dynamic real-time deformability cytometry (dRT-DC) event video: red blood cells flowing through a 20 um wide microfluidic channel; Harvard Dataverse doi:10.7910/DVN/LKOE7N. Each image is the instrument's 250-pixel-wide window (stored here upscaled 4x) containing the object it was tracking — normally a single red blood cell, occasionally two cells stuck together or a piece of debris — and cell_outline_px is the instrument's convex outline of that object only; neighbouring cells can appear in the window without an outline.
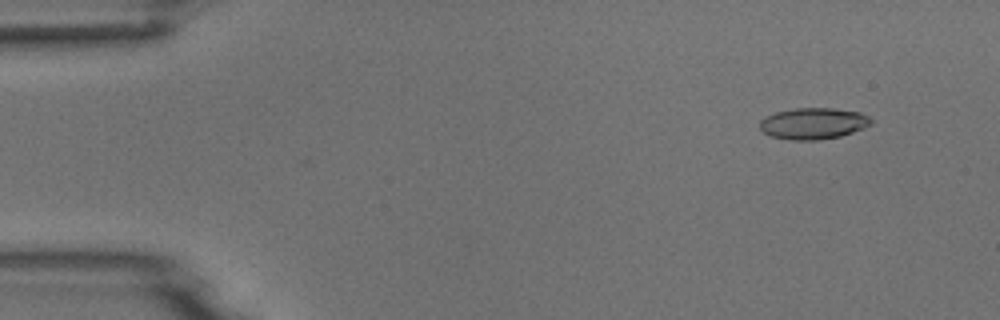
{"species": "common noctule bat (a hibernating species)", "species_latin": "Nyctalus noctula", "temperature_condition": "room temperature", "stored_images_in_passage": 4, "camera_frame_rate_fps": 3000, "um_per_image_px": 0.085, "animal": {"sex": "male", "body_mass_g": 18.8}, "frame": {"image": 1, "passage_image": 1, "time_ms": 0.0, "image_size_px": [1000, 320], "cell_outline_px": [[872, 124], [864, 128], [840, 136], [816, 140], [788, 140], [768, 136], [760, 128], [760, 120], [764, 116], [776, 112], [796, 108], [832, 108], [860, 112], [868, 116], [872, 120]], "centroid_in_image_um": [69.11, 10.5], "position_along_channel_um": 15.9, "area_um2": 20.46}}
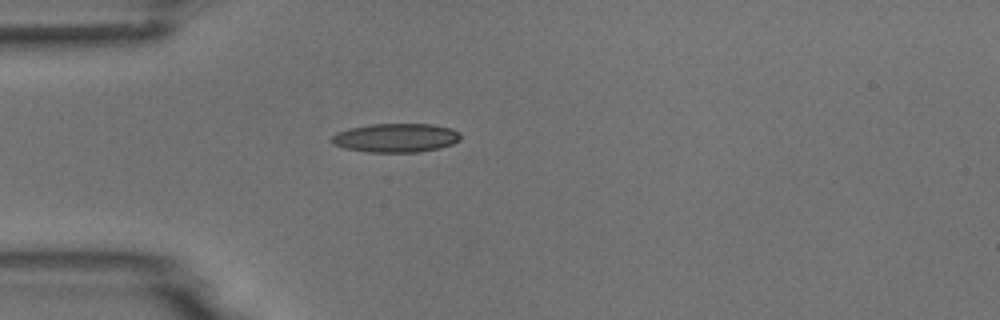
{"frame": {"image": 2, "passage_image": 4, "time_ms": 3.333, "image_size_px": [1000, 320], "cell_outline_px": [[460, 140], [452, 144], [440, 148], [420, 152], [368, 152], [344, 148], [332, 144], [328, 140], [336, 132], [348, 128], [372, 124], [432, 124], [452, 128], [460, 132]], "centroid_in_image_um": [33.63, 11.71], "position_along_channel_um": 51.4, "area_um2": 21.96}}